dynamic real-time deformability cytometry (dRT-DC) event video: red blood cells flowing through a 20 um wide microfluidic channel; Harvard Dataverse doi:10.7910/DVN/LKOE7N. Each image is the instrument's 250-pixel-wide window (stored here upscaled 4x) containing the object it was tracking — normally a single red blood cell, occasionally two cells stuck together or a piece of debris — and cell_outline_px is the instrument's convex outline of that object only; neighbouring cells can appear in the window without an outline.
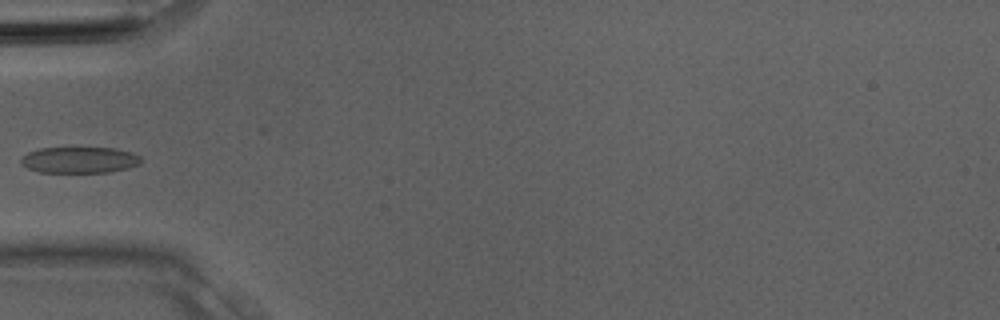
{"species": "Egyptian fruit bat (a non-hibernating species)", "species_latin": "Rousettus aegyptiacus", "temperature_condition": "room temperature", "stored_images_in_passage": 4, "camera_frame_rate_fps": 3000, "um_per_image_px": 0.085, "animal": {"sex": "male"}, "frame": {"image": 1, "passage_image": 4, "time_ms": 1.0, "image_size_px": [1000, 320], "cell_outline_px": [[140, 164], [128, 168], [108, 172], [40, 172], [28, 168], [20, 164], [20, 156], [28, 152], [40, 148], [112, 148], [128, 152], [140, 156]], "centroid_in_image_um": [6.69, 13.6], "position_along_channel_um": 78.3, "area_um2": 18.21}}